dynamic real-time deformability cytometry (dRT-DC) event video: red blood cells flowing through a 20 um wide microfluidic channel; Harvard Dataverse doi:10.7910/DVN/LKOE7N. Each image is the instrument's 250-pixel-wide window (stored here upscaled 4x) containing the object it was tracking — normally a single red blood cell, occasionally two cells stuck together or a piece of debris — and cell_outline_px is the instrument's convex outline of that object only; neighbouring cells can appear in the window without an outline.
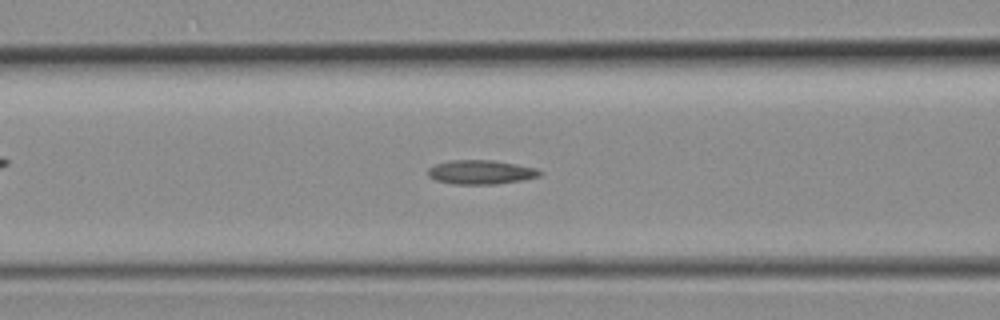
{"species": "common noctule bat (a hibernating species)", "species_latin": "Nyctalus noctula", "temperature_condition": "room temperature", "stored_images_in_passage": 40, "camera_frame_rate_fps": 3000, "um_per_image_px": 0.085, "animal": {"sex": "female", "body_mass_g": 19.3, "forearm_length_mm": 54.1}, "frame": {"image": 1, "passage_image": 15, "time_ms": 4.667, "image_size_px": [1000, 320], "cell_outline_px": [[544, 172], [540, 176], [524, 180], [496, 184], [456, 184], [436, 180], [428, 176], [428, 168], [432, 164], [448, 160], [492, 160], [516, 164], [536, 168]], "centroid_in_image_um": [40.87, 14.62], "position_along_channel_um": 125.7, "area_um2": 15.9}}
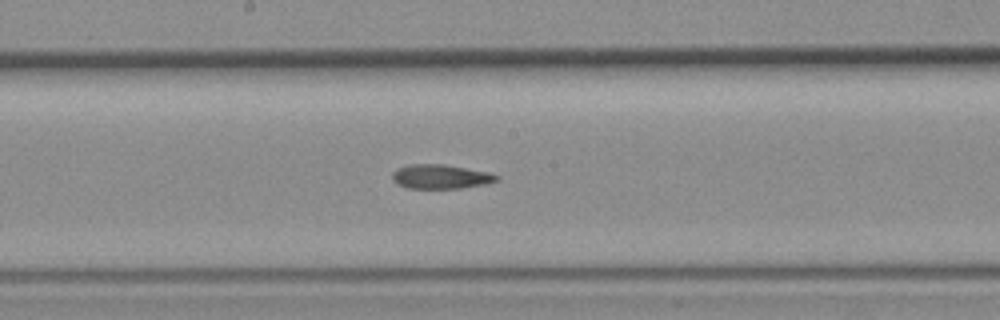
{"frame": {"image": 2, "passage_image": 20, "time_ms": 6.333, "image_size_px": [1000, 320], "cell_outline_px": [[500, 180], [488, 184], [460, 188], [408, 188], [392, 180], [392, 172], [396, 168], [408, 164], [444, 164], [492, 172], [500, 176]], "centroid_in_image_um": [37.52, 15.0], "position_along_channel_um": 210.7, "area_um2": 15.03}}
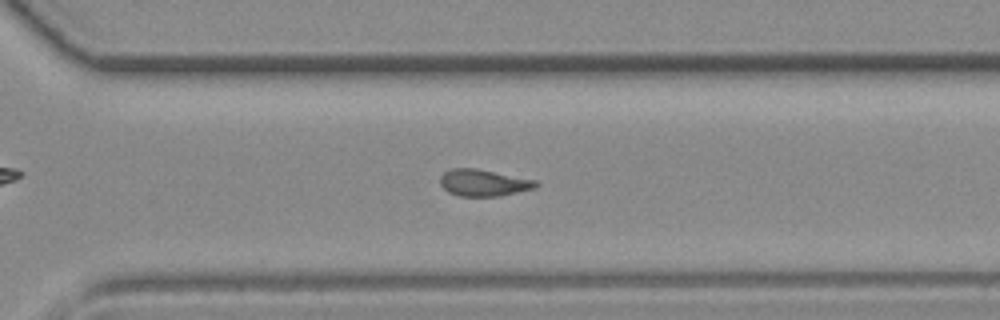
{"frame": {"image": 3, "passage_image": 27, "time_ms": 8.667, "image_size_px": [1000, 320], "cell_outline_px": [[540, 184], [536, 188], [500, 196], [460, 196], [448, 192], [440, 184], [440, 176], [444, 172], [452, 168], [476, 168], [536, 180]], "centroid_in_image_um": [41.11, 15.53], "position_along_channel_um": 329.5, "area_um2": 14.97}}